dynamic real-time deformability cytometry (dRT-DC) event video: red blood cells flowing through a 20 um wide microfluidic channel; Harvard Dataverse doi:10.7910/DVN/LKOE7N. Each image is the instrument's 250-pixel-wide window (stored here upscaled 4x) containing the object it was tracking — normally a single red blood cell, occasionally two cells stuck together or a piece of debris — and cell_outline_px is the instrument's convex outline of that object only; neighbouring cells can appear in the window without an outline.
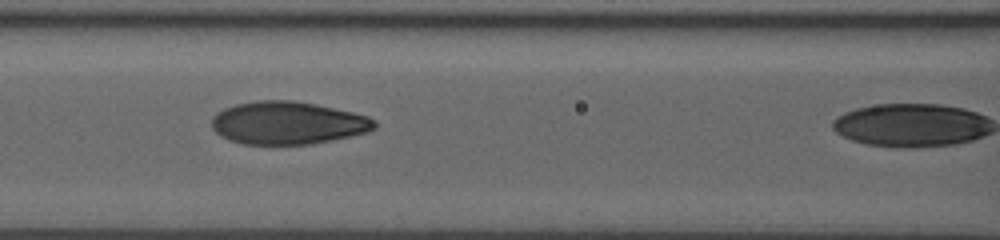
{"species": "human", "species_latin": "Homo sapiens", "temperature_condition": "room temperature", "stored_images_in_passage": 12, "segment_of_instrument_passage": [1, 2], "camera_frame_rate_fps": 3000, "um_per_image_px": 0.085, "donor": {"sex": "male"}, "frame": {"image": 1, "passage_image": 9, "time_ms": 7.333, "image_size_px": [1000, 240], "cell_outline_px": [[376, 128], [368, 132], [352, 136], [312, 144], [244, 144], [220, 136], [212, 128], [212, 116], [216, 112], [224, 108], [236, 104], [256, 100], [292, 100], [316, 104], [352, 112], [368, 116], [376, 120]], "centroid_in_image_um": [24.47, 10.44], "position_along_channel_um": 142.1, "area_um2": 40.75}}
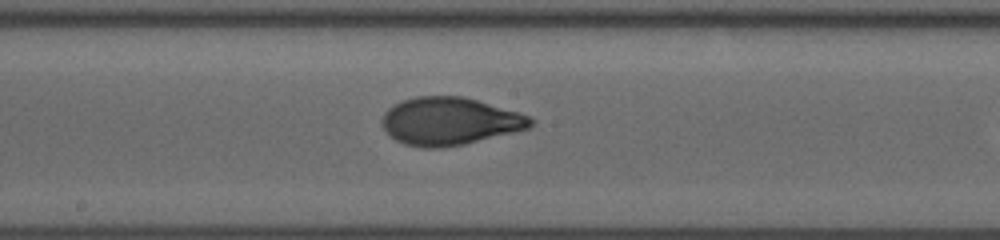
{"frame": {"image": 2, "passage_image": 11, "time_ms": 9.0, "image_size_px": [1000, 240], "cell_outline_px": [[532, 128], [464, 144], [444, 148], [424, 148], [404, 144], [396, 140], [380, 124], [380, 120], [384, 112], [392, 104], [416, 96], [460, 96], [476, 100], [520, 112], [528, 116], [532, 120]], "centroid_in_image_um": [38.2, 10.31], "position_along_channel_um": 210.0, "area_um2": 41.38}}